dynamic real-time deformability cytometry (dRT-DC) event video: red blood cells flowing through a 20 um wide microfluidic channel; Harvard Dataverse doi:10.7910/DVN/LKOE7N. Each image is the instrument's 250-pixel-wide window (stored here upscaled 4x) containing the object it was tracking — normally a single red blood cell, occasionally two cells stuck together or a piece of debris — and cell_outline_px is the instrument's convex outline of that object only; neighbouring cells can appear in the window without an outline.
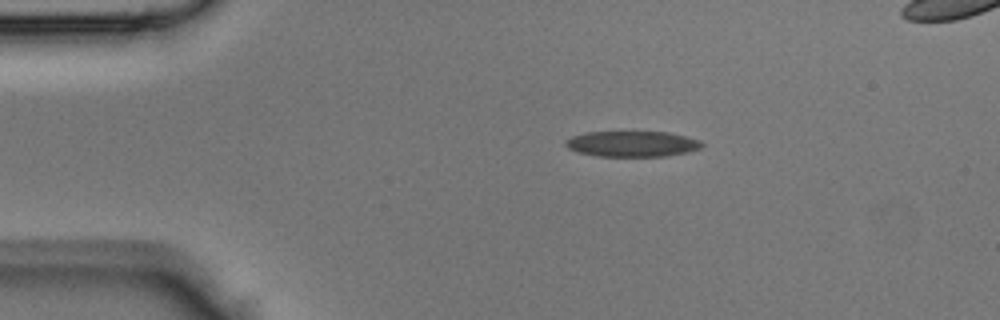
{"species": "Egyptian fruit bat (a non-hibernating species)", "species_latin": "Rousettus aegyptiacus", "temperature_condition": "room temperature", "stored_images_in_passage": 37, "camera_frame_rate_fps": 3000, "um_per_image_px": 0.085, "animal": {"sex": "male"}, "frame": {"image": 1, "passage_image": 1, "time_ms": 0.0, "image_size_px": [1000, 320], "cell_outline_px": [[704, 144], [700, 148], [688, 152], [668, 156], [596, 156], [580, 152], [568, 148], [564, 144], [564, 140], [572, 136], [588, 132], [668, 132], [700, 140]], "centroid_in_image_um": [53.73, 12.23], "position_along_channel_um": 31.3, "area_um2": 20.35}}
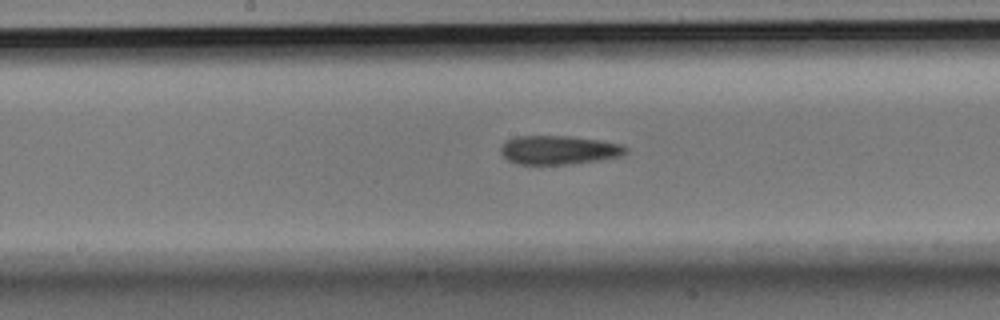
{"frame": {"image": 2, "passage_image": 15, "time_ms": 4.667, "image_size_px": [1000, 320], "cell_outline_px": [[628, 152], [624, 156], [600, 160], [568, 164], [516, 164], [508, 160], [500, 152], [500, 148], [504, 140], [516, 136], [568, 136], [600, 140], [620, 144], [628, 148]], "centroid_in_image_um": [47.5, 12.75], "position_along_channel_um": 200.7, "area_um2": 21.21}}
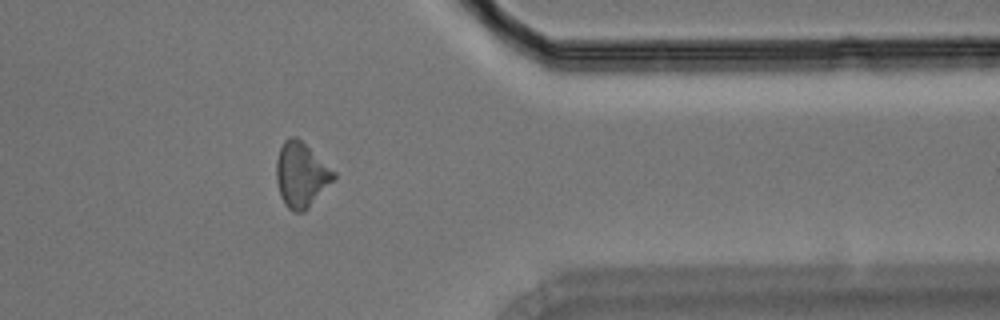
{"frame": {"image": 3, "passage_image": 28, "time_ms": 9.0, "image_size_px": [1000, 320], "cell_outline_px": [[336, 176], [308, 208], [304, 212], [292, 212], [288, 208], [280, 196], [276, 180], [276, 160], [280, 148], [284, 140], [288, 136], [296, 136], [336, 172]], "centroid_in_image_um": [25.57, 14.85], "position_along_channel_um": 385.8, "area_um2": 21.5}}